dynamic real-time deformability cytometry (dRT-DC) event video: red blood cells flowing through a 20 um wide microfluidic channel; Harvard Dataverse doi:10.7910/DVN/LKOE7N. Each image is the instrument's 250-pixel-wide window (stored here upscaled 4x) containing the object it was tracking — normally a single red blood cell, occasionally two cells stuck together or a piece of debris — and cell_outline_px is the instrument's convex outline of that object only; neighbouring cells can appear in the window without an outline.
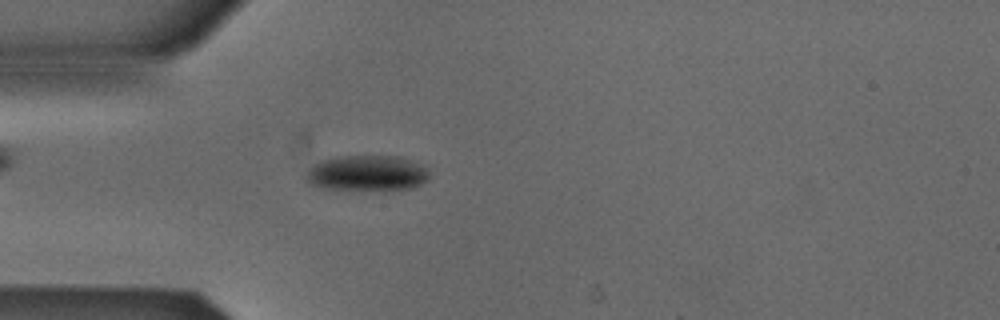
{"species": "Egyptian fruit bat (a non-hibernating species)", "species_latin": "Rousettus aegyptiacus", "temperature_condition": "cold", "stored_images_in_passage": 41, "camera_frame_rate_fps": 3000, "um_per_image_px": 0.085, "animal": {"sex": "male"}, "frame": {"image": 1, "passage_image": 3, "time_ms": 0.667, "image_size_px": [1000, 320], "cell_outline_px": [[428, 180], [412, 188], [384, 192], [328, 188], [308, 184], [304, 180], [304, 176], [308, 168], [320, 160], [340, 156], [400, 156], [424, 164], [428, 168]], "centroid_in_image_um": [31.22, 14.74], "position_along_channel_um": 53.8, "area_um2": 26.53}}
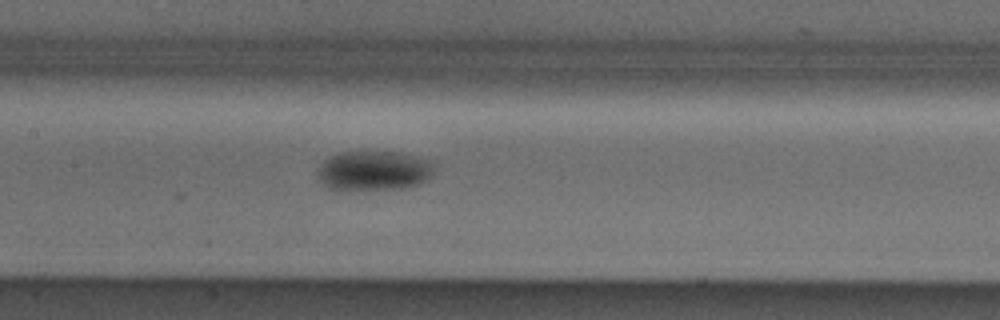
{"frame": {"image": 2, "passage_image": 13, "time_ms": 4.0, "image_size_px": [1000, 320], "cell_outline_px": [[432, 176], [428, 180], [420, 184], [408, 188], [364, 192], [328, 188], [316, 176], [316, 172], [320, 164], [328, 156], [340, 152], [400, 152], [428, 160], [432, 164]], "centroid_in_image_um": [31.74, 14.55], "position_along_channel_um": 175.7, "area_um2": 27.8}}
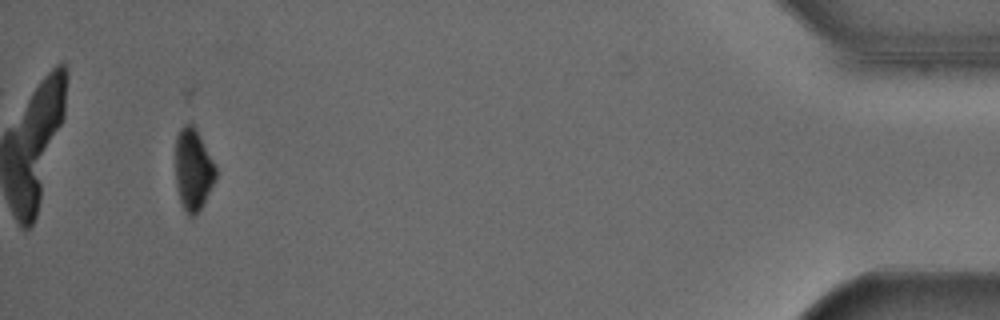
{"frame": {"image": 3, "passage_image": 38, "time_ms": 12.333, "image_size_px": [1000, 320], "cell_outline_px": [[216, 180], [196, 216], [188, 216], [184, 212], [176, 188], [176, 136], [180, 128], [184, 124], [192, 124], [196, 128], [216, 164]], "centroid_in_image_um": [16.43, 14.42], "position_along_channel_um": 418.8, "area_um2": 19.48}, "authors_computed_cell_mechanics": {"area_um2": 25.3742, "velocity_mm_per_s": 3.8627, "shape_relaxation_time_tau1_ms": 1.4211, "shape_relaxation_time_tau2_ms": null, "deformation_change_tau1": 0.0925, "deformation_change_tau2": null}}